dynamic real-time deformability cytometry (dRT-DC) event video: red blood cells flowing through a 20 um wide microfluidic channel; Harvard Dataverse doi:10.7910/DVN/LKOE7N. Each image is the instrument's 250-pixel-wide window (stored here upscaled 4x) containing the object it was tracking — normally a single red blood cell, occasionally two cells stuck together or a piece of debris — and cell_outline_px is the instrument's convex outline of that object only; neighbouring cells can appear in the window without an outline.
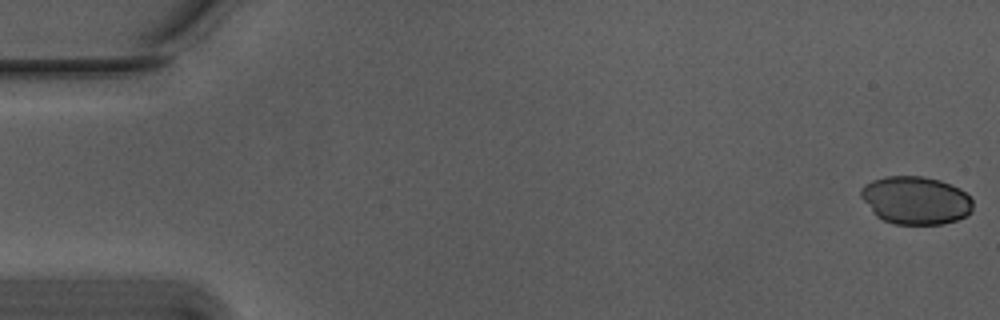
{"species": "Egyptian fruit bat (a non-hibernating species)", "species_latin": "Rousettus aegyptiacus", "temperature_condition": "warm", "stored_images_in_passage": 55, "camera_frame_rate_fps": 3000, "um_per_image_px": 0.085, "animal": {"sex": "male"}, "frame": {"image": 1, "passage_image": 1, "time_ms": 0.0, "image_size_px": [1000, 320], "cell_outline_px": [[972, 212], [968, 216], [944, 224], [892, 224], [876, 216], [872, 212], [860, 196], [860, 188], [864, 184], [872, 180], [888, 176], [924, 176], [940, 180], [960, 188], [972, 200]], "centroid_in_image_um": [77.82, 17.03], "position_along_channel_um": 7.2, "area_um2": 31.56}}
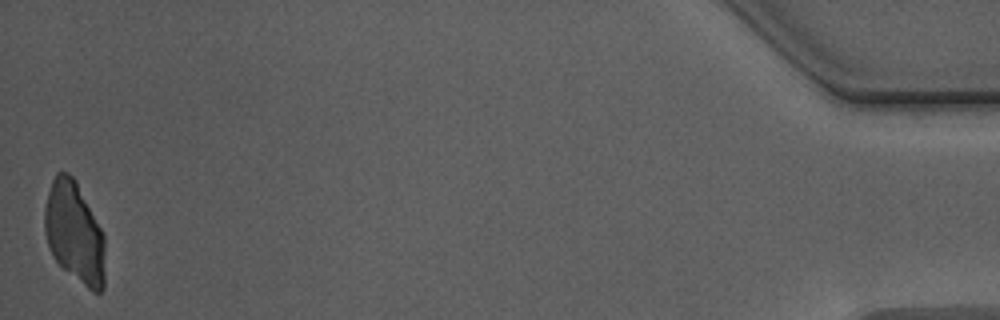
{"frame": {"image": 2, "passage_image": 55, "time_ms": 18.0, "image_size_px": [1000, 320], "cell_outline_px": [[104, 288], [100, 292], [92, 292], [64, 268], [52, 256], [48, 248], [44, 232], [44, 208], [48, 192], [52, 180], [56, 172], [68, 172], [76, 180], [104, 236]], "centroid_in_image_um": [6.3, 19.75], "position_along_channel_um": 428.9, "area_um2": 35.43}}